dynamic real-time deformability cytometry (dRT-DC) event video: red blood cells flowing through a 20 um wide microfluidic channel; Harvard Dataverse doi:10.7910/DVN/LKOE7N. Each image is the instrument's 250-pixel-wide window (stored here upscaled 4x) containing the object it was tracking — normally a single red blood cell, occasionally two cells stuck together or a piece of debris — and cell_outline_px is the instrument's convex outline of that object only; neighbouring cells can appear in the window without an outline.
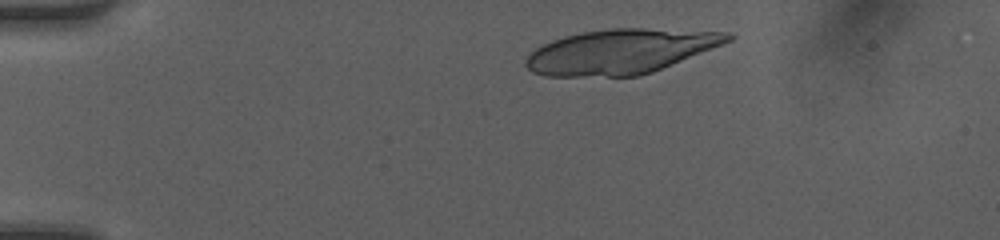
{"species": "human", "species_latin": "Homo sapiens", "temperature_condition": "room temperature", "stored_images_in_passage": 34, "segment_of_instrument_passage": [1, 2], "camera_frame_rate_fps": 3000, "um_per_image_px": 0.085, "donor": {"sex": "female"}, "frame": {"image": 1, "passage_image": 4, "time_ms": 1.0, "image_size_px": [1000, 240], "cell_outline_px": [[736, 36], [732, 40], [652, 72], [640, 76], [544, 76], [532, 72], [524, 64], [524, 60], [540, 44], [564, 36], [584, 32], [612, 28], [644, 28], [728, 32]], "centroid_in_image_um": [52.72, 4.37], "position_along_channel_um": 32.3, "area_um2": 52.37}}